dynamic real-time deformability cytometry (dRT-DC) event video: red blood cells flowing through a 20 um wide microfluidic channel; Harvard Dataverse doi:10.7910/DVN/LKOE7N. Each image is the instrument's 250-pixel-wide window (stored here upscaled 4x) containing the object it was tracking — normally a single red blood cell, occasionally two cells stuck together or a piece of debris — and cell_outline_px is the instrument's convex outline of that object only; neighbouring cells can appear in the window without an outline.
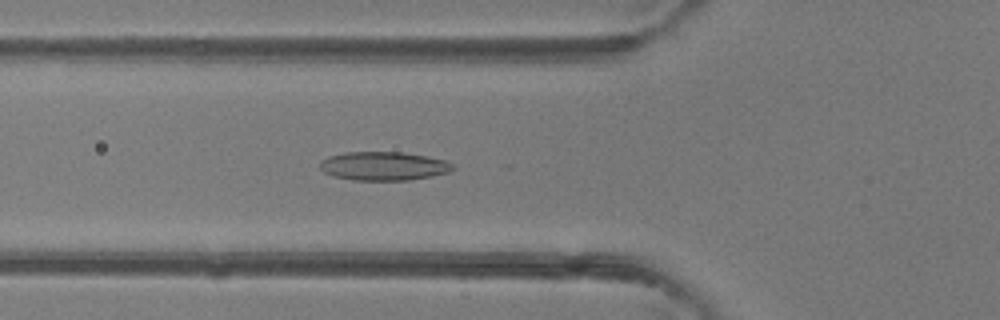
{"species": "common noctule bat (a hibernating species)", "species_latin": "Nyctalus noctula", "temperature_condition": "room temperature", "stored_images_in_passage": 48, "camera_frame_rate_fps": 3000, "um_per_image_px": 0.085, "animal": {"sex": "female"}, "frame": {"image": 1, "passage_image": 17, "time_ms": 5.333, "image_size_px": [1000, 320], "cell_outline_px": [[456, 168], [448, 172], [432, 176], [408, 180], [352, 180], [332, 176], [324, 172], [320, 168], [320, 160], [328, 156], [344, 152], [400, 152], [424, 156], [444, 160], [452, 164]], "centroid_in_image_um": [32.56, 14.12], "position_along_channel_um": 93.2, "area_um2": 22.2}}
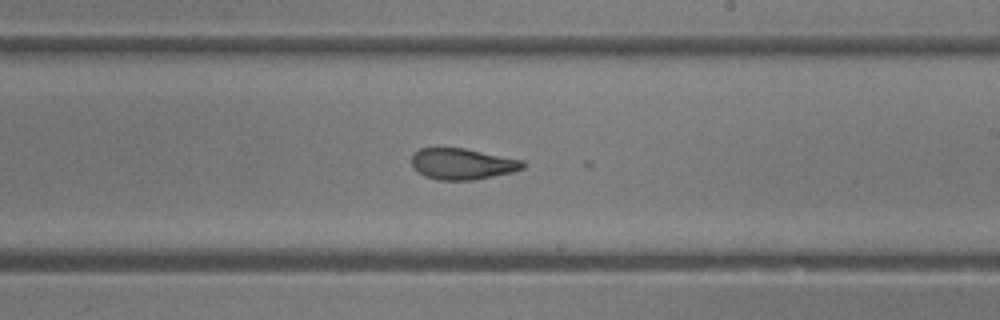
{"frame": {"image": 2, "passage_image": 28, "time_ms": 9.0, "image_size_px": [1000, 320], "cell_outline_px": [[524, 168], [512, 172], [472, 180], [436, 180], [424, 176], [412, 164], [412, 156], [420, 148], [464, 148], [524, 160]], "centroid_in_image_um": [39.32, 13.93], "position_along_channel_um": 249.7, "area_um2": 20.0}}
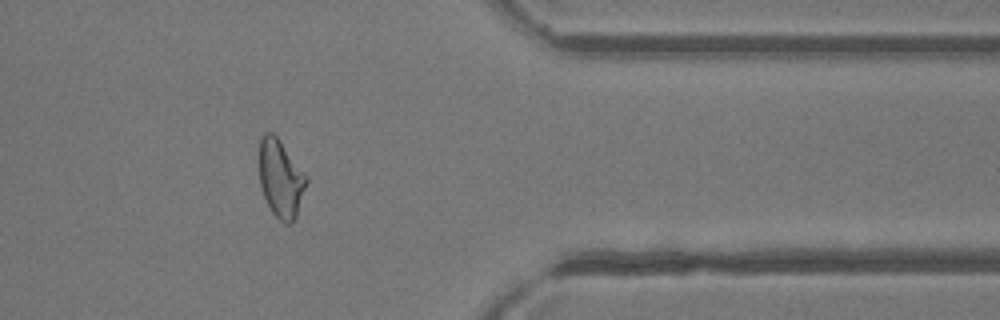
{"frame": {"image": 3, "passage_image": 39, "time_ms": 12.667, "image_size_px": [1000, 320], "cell_outline_px": [[308, 180], [296, 216], [288, 224], [284, 224], [272, 212], [264, 196], [260, 184], [256, 160], [260, 136], [264, 132], [272, 132], [280, 140], [308, 176]], "centroid_in_image_um": [23.81, 15.1], "position_along_channel_um": 387.6, "area_um2": 21.91}, "authors_computed_cell_mechanics": {"area_um2": 22.3686, "velocity_mm_per_s": 4.2475, "shape_relaxation_time_tau1_ms": null, "shape_relaxation_time_tau2_ms": 1.9278, "deformation_change_tau1": null, "deformation_change_tau2": 0.0908}}